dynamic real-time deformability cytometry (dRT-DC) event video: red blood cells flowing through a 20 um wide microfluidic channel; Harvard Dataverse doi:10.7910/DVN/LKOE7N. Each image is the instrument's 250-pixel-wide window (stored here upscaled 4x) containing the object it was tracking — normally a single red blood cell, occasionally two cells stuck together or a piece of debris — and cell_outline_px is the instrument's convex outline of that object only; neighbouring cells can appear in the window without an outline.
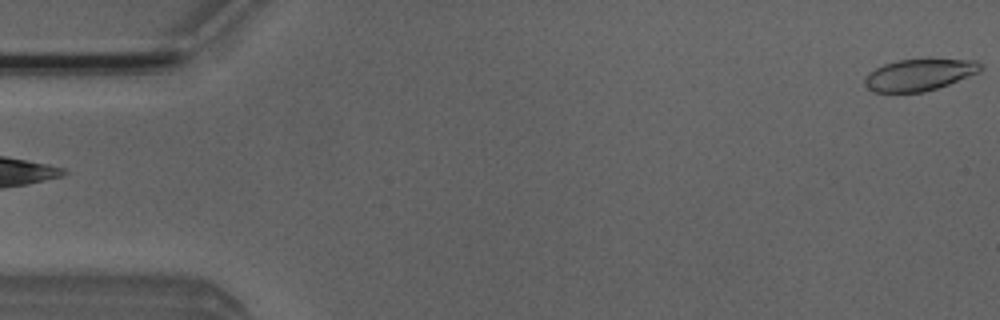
{"species": "Egyptian fruit bat (a non-hibernating species)", "species_latin": "Rousettus aegyptiacus", "temperature_condition": "room temperature", "stored_images_in_passage": 5, "segment_of_instrument_passage": [2, 2], "camera_frame_rate_fps": 3000, "um_per_image_px": 0.085, "animal": {"sex": "male"}, "frame": {"image": 1, "passage_image": 5, "time_ms": 1.333, "image_size_px": [1000, 320], "cell_outline_px": [[984, 68], [980, 72], [948, 84], [924, 92], [872, 92], [864, 84], [864, 80], [868, 72], [884, 64], [900, 60], [928, 56], [976, 60]], "centroid_in_image_um": [78.19, 6.3], "position_along_channel_um": 6.8, "area_um2": 22.2}}